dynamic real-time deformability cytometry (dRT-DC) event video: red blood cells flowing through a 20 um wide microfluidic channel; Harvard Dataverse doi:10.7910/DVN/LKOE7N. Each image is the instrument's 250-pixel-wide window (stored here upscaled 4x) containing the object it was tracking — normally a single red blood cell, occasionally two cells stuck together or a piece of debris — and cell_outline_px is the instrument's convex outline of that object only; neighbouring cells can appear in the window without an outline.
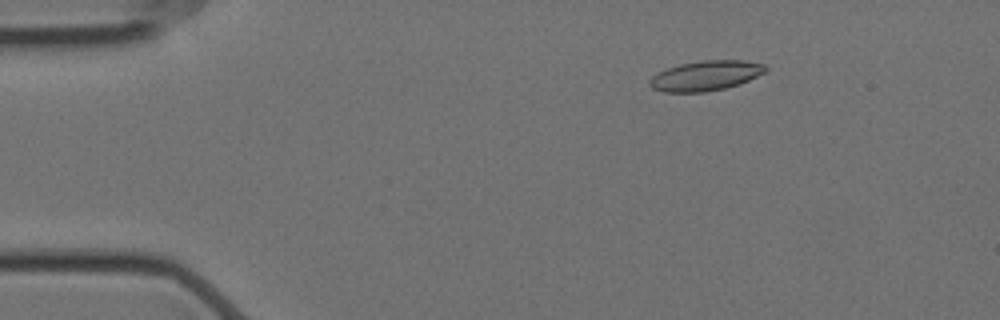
{"species": "Egyptian fruit bat (a non-hibernating species)", "species_latin": "Rousettus aegyptiacus", "temperature_condition": "cold", "stored_images_in_passage": 56, "camera_frame_rate_fps": 3000, "um_per_image_px": 0.085, "animal": {"sex": "female"}, "frame": {"image": 1, "passage_image": 7, "time_ms": 2.0, "image_size_px": [1000, 320], "cell_outline_px": [[768, 68], [764, 72], [740, 84], [724, 88], [704, 92], [664, 92], [652, 88], [648, 84], [648, 80], [652, 76], [668, 68], [680, 64], [700, 60], [744, 60], [764, 64]], "centroid_in_image_um": [59.97, 6.43], "position_along_channel_um": 25.0, "area_um2": 20.17}}
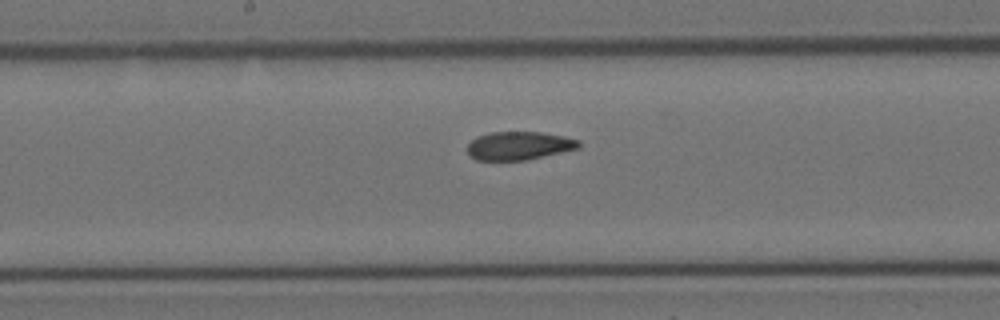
{"frame": {"image": 2, "passage_image": 28, "time_ms": 9.0, "image_size_px": [1000, 320], "cell_outline_px": [[580, 148], [528, 160], [476, 160], [468, 152], [468, 144], [476, 136], [492, 132], [540, 132], [564, 136], [580, 140]], "centroid_in_image_um": [44.15, 12.38], "position_along_channel_um": 204.1, "area_um2": 18.44}}
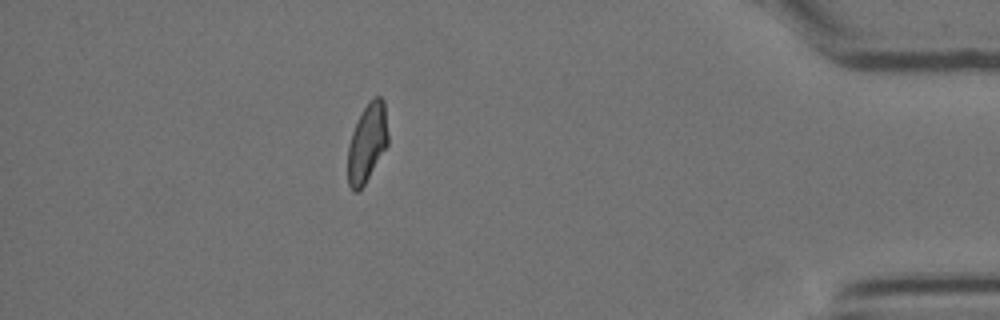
{"frame": {"image": 3, "passage_image": 49, "time_ms": 16.0, "image_size_px": [1000, 320], "cell_outline_px": [[388, 144], [364, 184], [356, 192], [352, 192], [348, 184], [348, 144], [352, 132], [364, 108], [372, 96], [380, 96], [384, 100], [388, 136]], "centroid_in_image_um": [31.2, 12.13], "position_along_channel_um": 404.0, "area_um2": 18.21}, "authors_computed_cell_mechanics": {"area_um2": 19.4208, "velocity_mm_per_s": 3.5215, "shape_relaxation_time_tau1_ms": null, "shape_relaxation_time_tau2_ms": 2.1243, "deformation_change_tau1": null, "deformation_change_tau2": 0.0793}}